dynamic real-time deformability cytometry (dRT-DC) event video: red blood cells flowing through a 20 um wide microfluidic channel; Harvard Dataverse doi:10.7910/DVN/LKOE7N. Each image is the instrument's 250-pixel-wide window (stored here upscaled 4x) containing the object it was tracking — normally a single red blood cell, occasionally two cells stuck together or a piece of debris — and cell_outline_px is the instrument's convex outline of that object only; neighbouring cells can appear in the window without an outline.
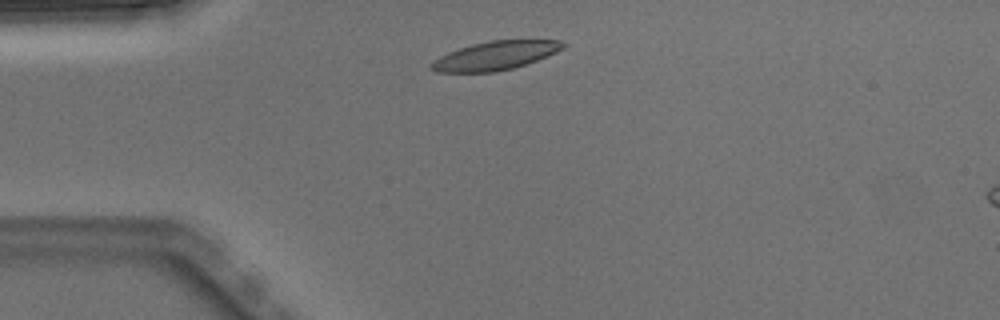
{"species": "Egyptian fruit bat (a non-hibernating species)", "species_latin": "Rousettus aegyptiacus", "temperature_condition": "warm", "stored_images_in_passage": 3, "camera_frame_rate_fps": 3000, "um_per_image_px": 0.085, "animal": {"sex": "male"}, "frame": {"image": 1, "passage_image": 1, "time_ms": 0.0, "image_size_px": [1000, 320], "cell_outline_px": [[568, 44], [564, 48], [548, 56], [512, 68], [496, 72], [436, 72], [428, 68], [428, 64], [432, 60], [448, 52], [472, 44], [492, 40], [560, 40]], "centroid_in_image_um": [42.07, 4.73], "position_along_channel_um": 42.9, "area_um2": 22.08}}
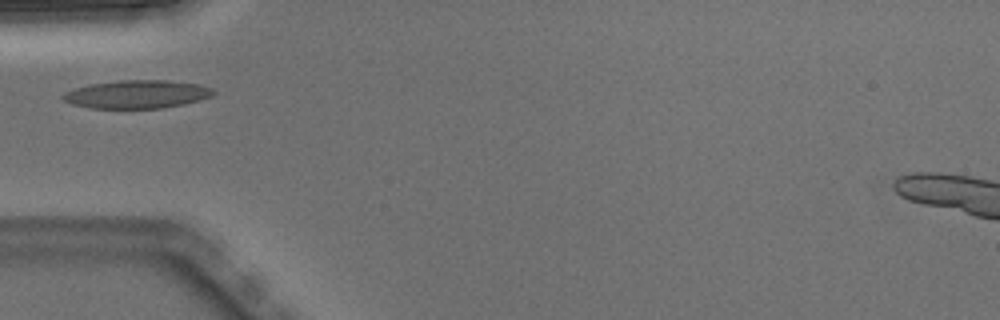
{"frame": {"image": 2, "passage_image": 2, "time_ms": 0.333, "image_size_px": [1000, 320], "cell_outline_px": [[216, 92], [212, 96], [200, 100], [184, 104], [160, 108], [88, 108], [72, 104], [64, 100], [60, 96], [64, 92], [76, 88], [92, 84], [120, 80], [168, 80], [200, 84], [212, 88]], "centroid_in_image_um": [11.66, 8.01], "position_along_channel_um": 73.3, "area_um2": 24.74}}